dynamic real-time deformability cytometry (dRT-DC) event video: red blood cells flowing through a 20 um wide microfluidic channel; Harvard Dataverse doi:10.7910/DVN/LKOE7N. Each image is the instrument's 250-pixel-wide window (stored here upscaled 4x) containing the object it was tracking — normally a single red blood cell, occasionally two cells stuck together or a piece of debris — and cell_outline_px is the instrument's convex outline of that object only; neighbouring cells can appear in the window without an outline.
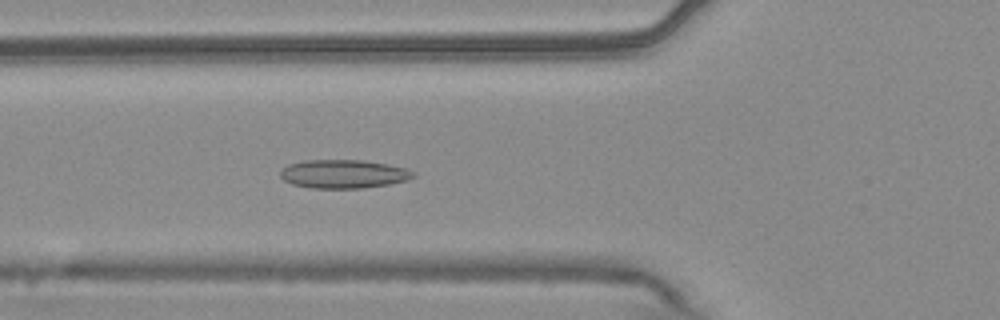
{"species": "common noctule bat (a hibernating species)", "species_latin": "Nyctalus noctula", "temperature_condition": "warm", "stored_images_in_passage": 56, "camera_frame_rate_fps": 3000, "um_per_image_px": 0.085, "animal": {"sex": "male", "body_mass_g": 20.4}, "frame": {"image": 1, "passage_image": 20, "time_ms": 6.333, "image_size_px": [1000, 320], "cell_outline_px": [[416, 176], [408, 180], [388, 184], [360, 188], [312, 188], [292, 184], [284, 180], [280, 176], [280, 172], [288, 164], [304, 160], [364, 160], [388, 164], [408, 168], [416, 172]], "centroid_in_image_um": [29.24, 14.78], "position_along_channel_um": 96.6, "area_um2": 22.25}}
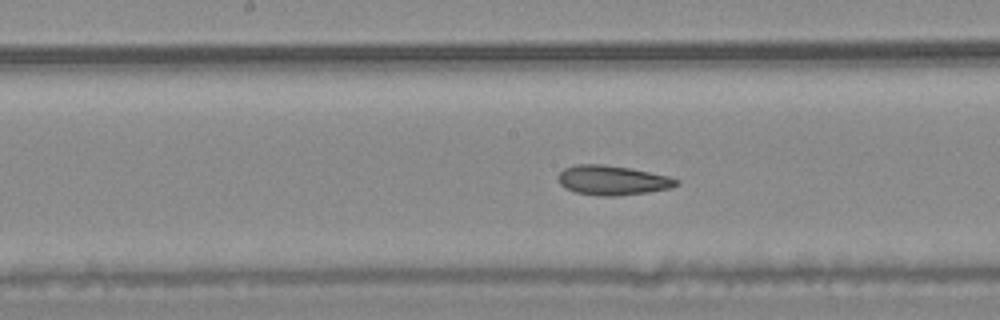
{"frame": {"image": 2, "passage_image": 28, "time_ms": 9.0, "image_size_px": [1000, 320], "cell_outline_px": [[680, 184], [672, 188], [648, 192], [616, 196], [600, 196], [576, 192], [564, 188], [560, 184], [556, 176], [564, 168], [576, 164], [604, 164], [632, 168], [668, 176], [680, 180]], "centroid_in_image_um": [52.06, 15.32], "position_along_channel_um": 196.1, "area_um2": 20.63}}
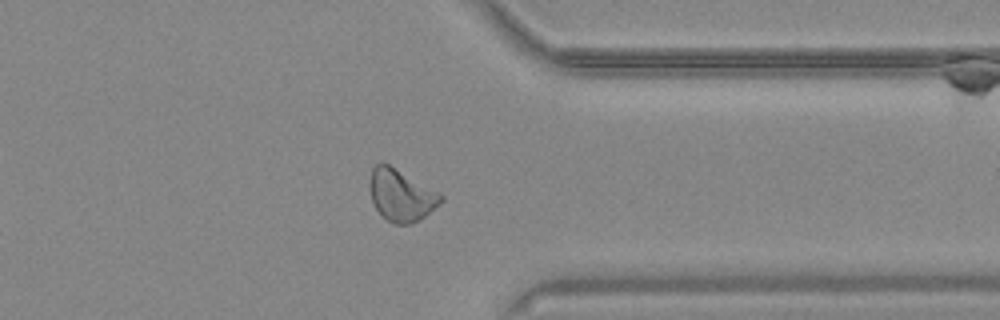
{"frame": {"image": 3, "passage_image": 43, "time_ms": 14.0, "image_size_px": [1000, 320], "cell_outline_px": [[444, 200], [440, 204], [424, 216], [412, 224], [396, 224], [388, 220], [376, 208], [372, 200], [368, 188], [368, 180], [372, 168], [380, 160], [388, 164], [440, 192], [444, 196]], "centroid_in_image_um": [34.08, 16.56], "position_along_channel_um": 377.3, "area_um2": 21.62}, "authors_computed_cell_mechanics": {"area_um2": 21.675, "velocity_mm_per_s": 3.7197, "shape_relaxation_time_tau1_ms": null, "shape_relaxation_time_tau2_ms": 3.9593, "deformation_change_tau1": null, "deformation_change_tau2": 0.102}}